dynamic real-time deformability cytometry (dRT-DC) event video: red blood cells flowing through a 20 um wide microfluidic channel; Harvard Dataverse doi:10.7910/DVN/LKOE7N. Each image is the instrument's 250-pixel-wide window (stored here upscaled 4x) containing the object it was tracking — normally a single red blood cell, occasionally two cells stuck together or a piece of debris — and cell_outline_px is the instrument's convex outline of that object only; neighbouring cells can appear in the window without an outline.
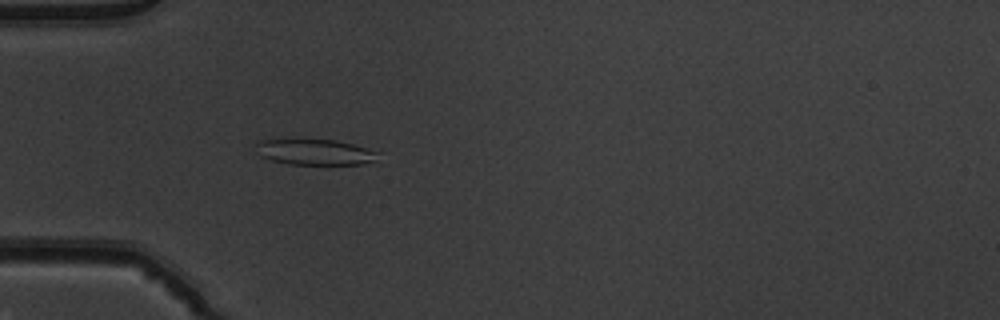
{"species": "common noctule bat (a hibernating species)", "species_latin": "Nyctalus noctula", "temperature_condition": "warm", "stored_images_in_passage": 38, "camera_frame_rate_fps": 3000, "um_per_image_px": 0.085, "animal": {"sex": "male", "body_mass_g": 19.5, "forearm_length_mm": 54.6}, "frame": {"image": 1, "passage_image": 9, "time_ms": 2.667, "image_size_px": [1000, 320], "cell_outline_px": [[380, 152], [372, 160], [364, 164], [288, 164], [272, 160], [260, 156], [256, 144], [256, 140], [336, 140], [352, 144]], "centroid_in_image_um": [26.75, 12.93], "position_along_channel_um": 58.3, "area_um2": 17.92}}
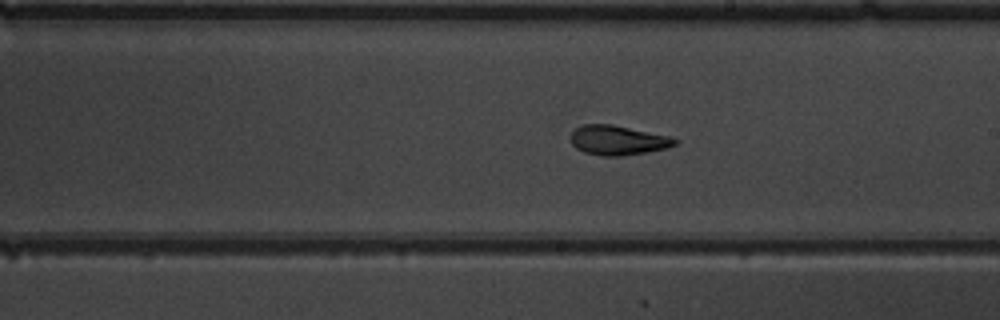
{"frame": {"image": 2, "passage_image": 23, "time_ms": 7.333, "image_size_px": [1000, 320], "cell_outline_px": [[680, 140], [676, 144], [668, 148], [648, 152], [620, 156], [600, 156], [584, 152], [576, 148], [572, 144], [572, 132], [576, 128], [584, 124], [612, 124], [672, 136]], "centroid_in_image_um": [52.57, 11.92], "position_along_channel_um": 236.4, "area_um2": 18.15}}
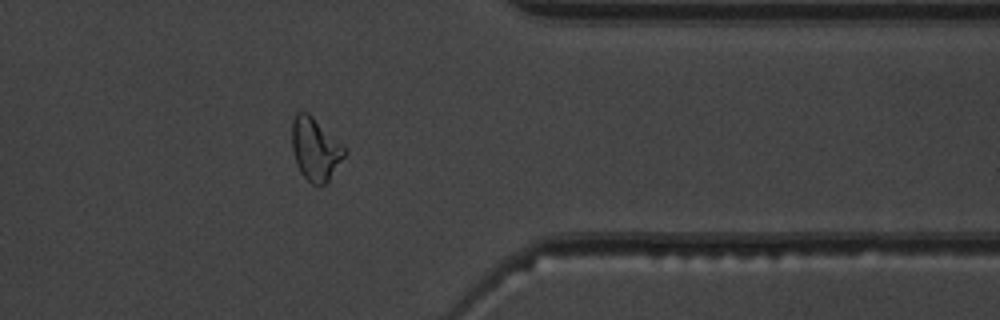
{"frame": {"image": 3, "passage_image": 35, "time_ms": 11.333, "image_size_px": [1000, 320], "cell_outline_px": [[348, 152], [328, 180], [324, 184], [312, 184], [300, 172], [296, 164], [292, 148], [292, 120], [296, 112], [308, 112], [344, 144]], "centroid_in_image_um": [26.81, 12.64], "position_along_channel_um": 384.6, "area_um2": 19.36}, "authors_computed_cell_mechanics": {"area_um2": 18.3515, "velocity_mm_per_s": 3.9605, "shape_relaxation_time_tau1_ms": 8.5944, "shape_relaxation_time_tau2_ms": 4.0959, "deformation_change_tau1": 0.219, "deformation_change_tau2": 0.1258}}